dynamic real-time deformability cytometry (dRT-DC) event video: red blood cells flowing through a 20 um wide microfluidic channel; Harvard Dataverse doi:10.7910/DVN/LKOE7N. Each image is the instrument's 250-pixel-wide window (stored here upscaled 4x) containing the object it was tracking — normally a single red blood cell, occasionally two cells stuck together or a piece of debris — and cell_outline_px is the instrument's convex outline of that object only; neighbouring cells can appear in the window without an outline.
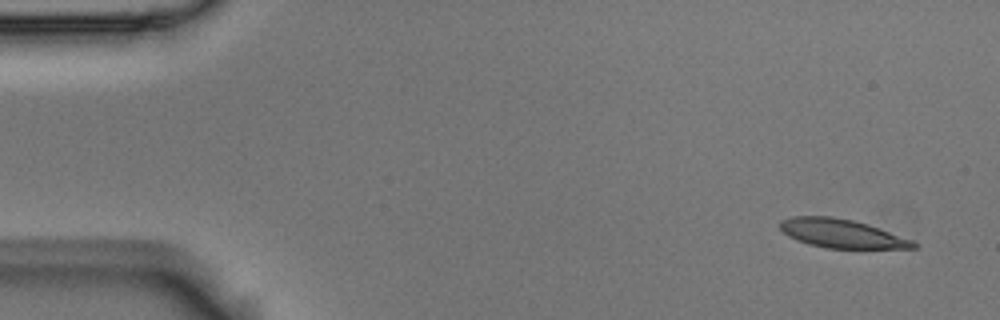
{"species": "Egyptian fruit bat (a non-hibernating species)", "species_latin": "Rousettus aegyptiacus", "temperature_condition": "room temperature", "stored_images_in_passage": 5, "segment_of_instrument_passage": [1, 2], "camera_frame_rate_fps": 3000, "um_per_image_px": 0.085, "animal": {"sex": "male"}, "frame": {"image": 1, "passage_image": 1, "time_ms": 0.0, "image_size_px": [1000, 320], "cell_outline_px": [[920, 248], [828, 248], [808, 244], [796, 240], [788, 236], [780, 228], [780, 220], [792, 216], [832, 216], [852, 220], [868, 224], [880, 228], [912, 240], [920, 244]], "centroid_in_image_um": [71.55, 19.85], "position_along_channel_um": 13.4, "area_um2": 22.37}}
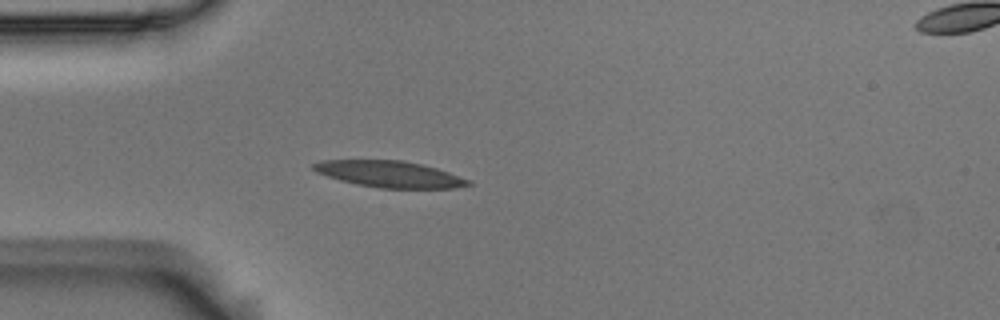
{"frame": {"image": 2, "passage_image": 4, "time_ms": 1.0, "image_size_px": [1000, 320], "cell_outline_px": [[472, 184], [456, 188], [380, 188], [356, 184], [340, 180], [316, 172], [312, 168], [312, 164], [324, 160], [400, 160], [420, 164], [436, 168], [472, 180]], "centroid_in_image_um": [33.13, 14.8], "position_along_channel_um": 51.9, "area_um2": 23.7}}